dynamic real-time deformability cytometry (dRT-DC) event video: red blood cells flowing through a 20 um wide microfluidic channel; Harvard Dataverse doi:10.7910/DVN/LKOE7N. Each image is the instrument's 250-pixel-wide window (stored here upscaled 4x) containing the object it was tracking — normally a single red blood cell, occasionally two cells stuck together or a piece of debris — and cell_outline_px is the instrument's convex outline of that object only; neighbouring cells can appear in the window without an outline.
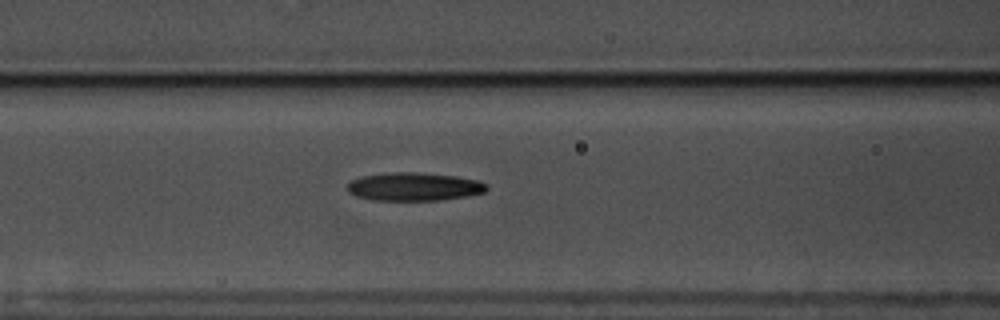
{"species": "common noctule bat (a hibernating species)", "species_latin": "Nyctalus noctula", "temperature_condition": "warm", "stored_images_in_passage": 41, "camera_frame_rate_fps": 3000, "um_per_image_px": 0.085, "animal": {"sex": "male", "body_mass_g": 17.5, "forearm_length_mm": 52.3}, "frame": {"image": 1, "passage_image": 8, "time_ms": 2.333, "image_size_px": [1000, 320], "cell_outline_px": [[488, 188], [484, 192], [468, 196], [440, 200], [372, 200], [356, 196], [348, 192], [348, 184], [352, 180], [364, 176], [392, 172], [416, 172], [456, 176], [480, 180]], "centroid_in_image_um": [35.21, 15.87], "position_along_channel_um": 131.4, "area_um2": 22.83}}
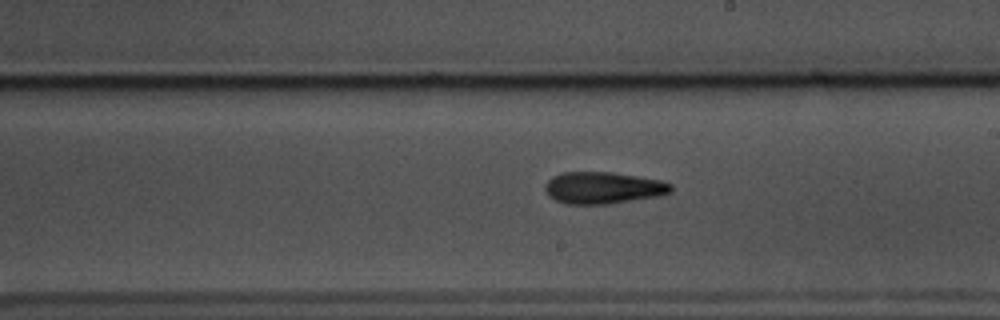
{"frame": {"image": 2, "passage_image": 17, "time_ms": 5.333, "image_size_px": [1000, 320], "cell_outline_px": [[672, 192], [656, 196], [608, 204], [564, 204], [548, 196], [544, 188], [544, 184], [552, 176], [560, 172], [612, 172], [660, 180], [672, 184]], "centroid_in_image_um": [51.21, 15.96], "position_along_channel_um": 237.8, "area_um2": 23.41}}
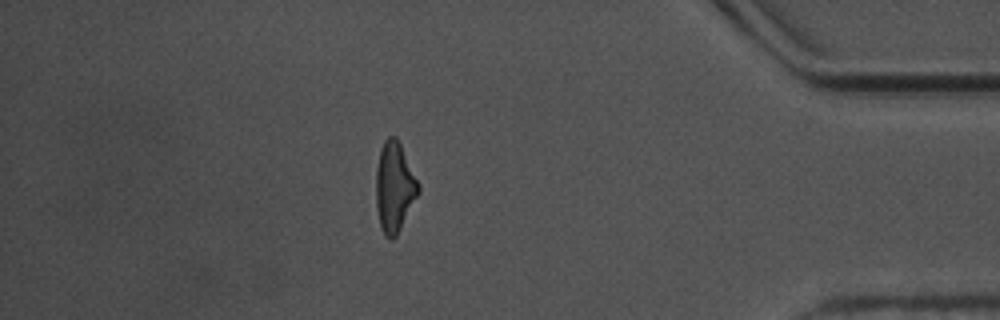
{"frame": {"image": 3, "passage_image": 34, "time_ms": 11.0, "image_size_px": [1000, 320], "cell_outline_px": [[420, 192], [396, 236], [392, 240], [388, 240], [384, 236], [380, 224], [376, 208], [376, 168], [380, 148], [384, 140], [388, 136], [396, 136], [400, 144], [420, 188]], "centroid_in_image_um": [33.5, 15.92], "position_along_channel_um": 401.7, "area_um2": 22.08}, "authors_computed_cell_mechanics": {"area_um2": 22.4264, "velocity_mm_per_s": 3.5603, "shape_relaxation_time_tau1_ms": 3.6312, "shape_relaxation_time_tau2_ms": 3.5876, "deformation_change_tau1": 0.161, "deformation_change_tau2": 0.1385}}